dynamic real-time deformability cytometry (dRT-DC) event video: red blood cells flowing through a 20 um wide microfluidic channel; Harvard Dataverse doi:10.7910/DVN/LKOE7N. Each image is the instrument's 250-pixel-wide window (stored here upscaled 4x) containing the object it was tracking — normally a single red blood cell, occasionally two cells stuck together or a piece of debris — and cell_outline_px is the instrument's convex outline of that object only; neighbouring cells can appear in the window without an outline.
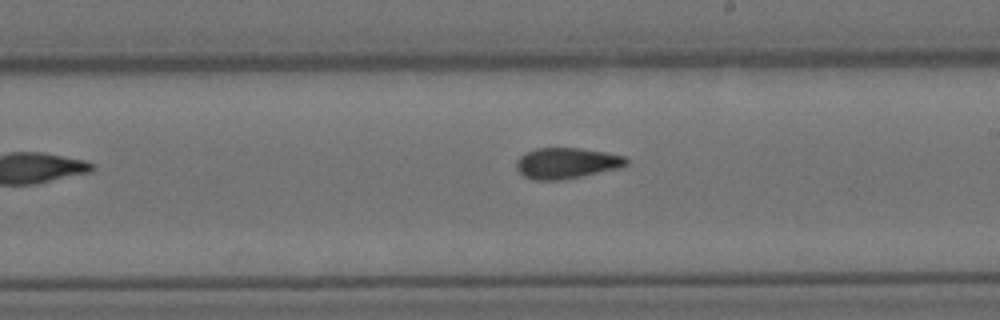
{"species": "Egyptian fruit bat (a non-hibernating species)", "species_latin": "Rousettus aegyptiacus", "temperature_condition": "cold", "stored_images_in_passage": 9, "camera_frame_rate_fps": 3000, "um_per_image_px": 0.085, "animal": {"sex": "female"}, "frame": {"image": 1, "passage_image": 9, "time_ms": 9.667, "image_size_px": [1000, 320], "cell_outline_px": [[628, 164], [624, 168], [560, 180], [532, 180], [524, 176], [516, 168], [516, 160], [524, 152], [536, 148], [580, 148], [604, 152], [624, 156], [628, 160]], "centroid_in_image_um": [48.17, 13.87], "position_along_channel_um": 240.8, "area_um2": 20.0}}